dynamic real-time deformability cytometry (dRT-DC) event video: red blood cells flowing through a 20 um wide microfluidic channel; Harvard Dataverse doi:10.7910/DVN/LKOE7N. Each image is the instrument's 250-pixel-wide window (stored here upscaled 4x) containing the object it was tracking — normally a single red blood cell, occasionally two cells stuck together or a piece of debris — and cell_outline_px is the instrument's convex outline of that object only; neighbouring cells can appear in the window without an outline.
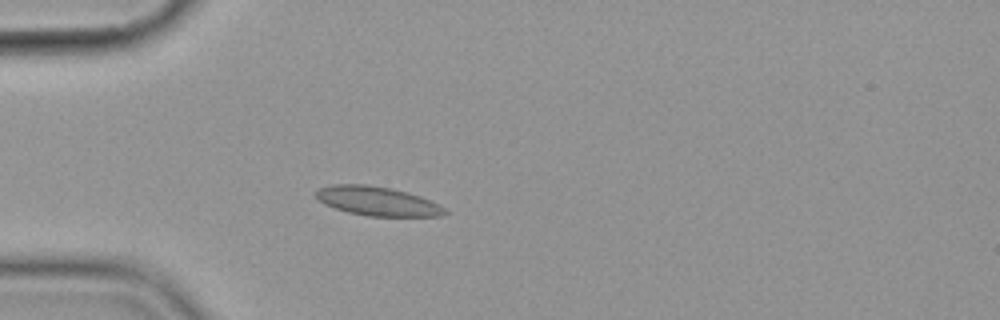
{"species": "common noctule bat (a hibernating species)", "species_latin": "Nyctalus noctula", "temperature_condition": "cold", "stored_images_in_passage": 6, "camera_frame_rate_fps": 3000, "um_per_image_px": 0.085, "animal": {"sex": "female", "body_mass_g": 19.9}, "frame": {"image": 1, "passage_image": 6, "time_ms": 6.333, "image_size_px": [1000, 320], "cell_outline_px": [[448, 212], [440, 216], [368, 216], [348, 212], [324, 204], [316, 200], [316, 188], [332, 184], [364, 184], [392, 188], [408, 192], [432, 200], [440, 204]], "centroid_in_image_um": [32.06, 17.08], "position_along_channel_um": 52.9, "area_um2": 22.08}}